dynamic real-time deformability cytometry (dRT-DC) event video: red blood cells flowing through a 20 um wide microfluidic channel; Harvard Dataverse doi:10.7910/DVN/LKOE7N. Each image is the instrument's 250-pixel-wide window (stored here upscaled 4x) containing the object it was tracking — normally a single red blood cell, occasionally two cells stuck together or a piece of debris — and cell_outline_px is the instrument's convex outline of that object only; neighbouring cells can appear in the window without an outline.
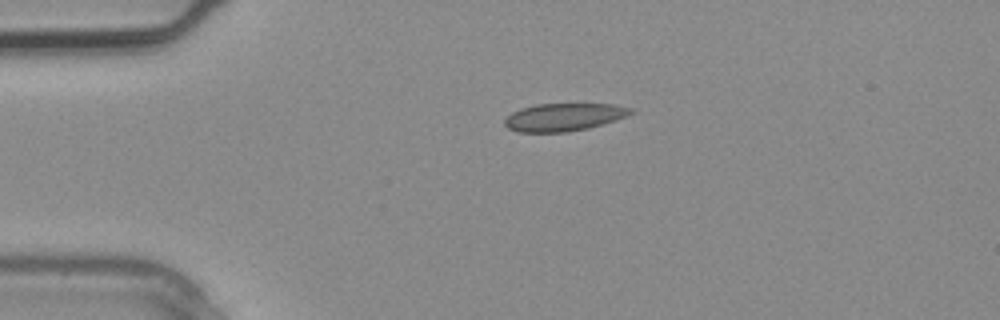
{"species": "common noctule bat (a hibernating species)", "species_latin": "Nyctalus noctula", "temperature_condition": "warm", "stored_images_in_passage": 2, "camera_frame_rate_fps": 3000, "um_per_image_px": 0.085, "animal": {"sex": "male", "body_mass_g": 20.4}, "frame": {"image": 1, "passage_image": 2, "time_ms": 0.333, "image_size_px": [1000, 320], "cell_outline_px": [[636, 112], [616, 120], [604, 124], [588, 128], [568, 132], [516, 132], [508, 128], [504, 124], [504, 120], [512, 112], [520, 108], [536, 104], [612, 104], [636, 108]], "centroid_in_image_um": [47.96, 9.95], "position_along_channel_um": 37.0, "area_um2": 20.63}}